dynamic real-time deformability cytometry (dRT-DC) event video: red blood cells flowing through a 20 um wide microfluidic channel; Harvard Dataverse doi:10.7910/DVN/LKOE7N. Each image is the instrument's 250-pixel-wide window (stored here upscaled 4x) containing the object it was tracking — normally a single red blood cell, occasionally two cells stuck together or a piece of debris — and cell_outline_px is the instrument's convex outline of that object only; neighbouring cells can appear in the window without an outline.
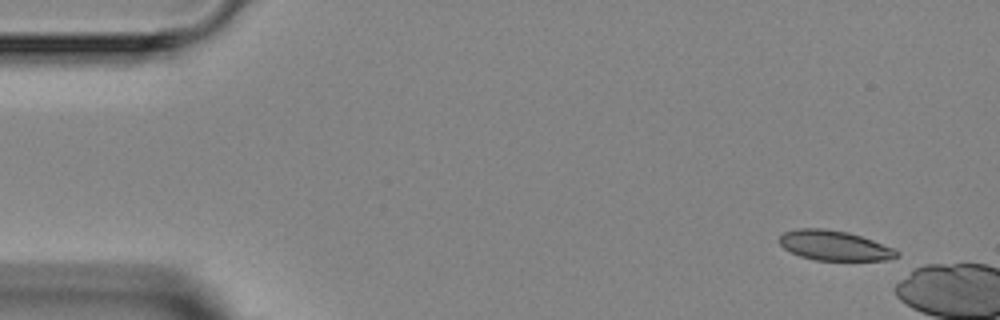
{"species": "Egyptian fruit bat (a non-hibernating species)", "species_latin": "Rousettus aegyptiacus", "temperature_condition": "room temperature", "stored_images_in_passage": 2, "camera_frame_rate_fps": 3000, "um_per_image_px": 0.085, "animal": {"sex": "female"}, "frame": {"image": 1, "passage_image": 1, "time_ms": 0.0, "image_size_px": [1000, 320], "cell_outline_px": [[900, 256], [888, 260], [816, 260], [800, 256], [784, 248], [780, 244], [780, 236], [784, 232], [796, 228], [824, 228], [848, 232], [896, 248], [900, 252]], "centroid_in_image_um": [70.96, 20.87], "position_along_channel_um": 14.0, "area_um2": 20.52}}